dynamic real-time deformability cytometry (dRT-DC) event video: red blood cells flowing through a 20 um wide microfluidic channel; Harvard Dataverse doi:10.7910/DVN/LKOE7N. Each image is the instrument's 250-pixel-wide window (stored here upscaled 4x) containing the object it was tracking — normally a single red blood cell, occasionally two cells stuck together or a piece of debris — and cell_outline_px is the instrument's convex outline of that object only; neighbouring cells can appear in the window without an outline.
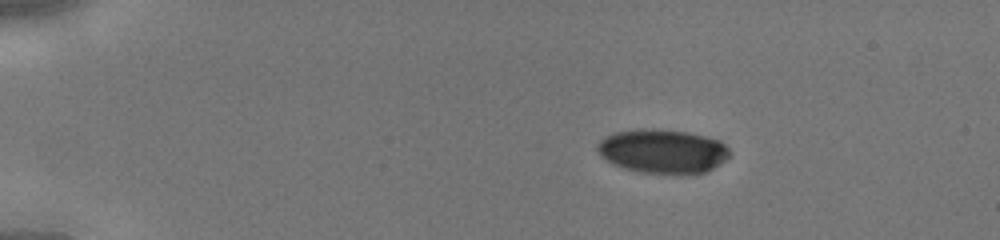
{"species": "human", "species_latin": "Homo sapiens", "temperature_condition": "cold", "stored_images_in_passage": 37, "camera_frame_rate_fps": 3000, "um_per_image_px": 0.085, "donor": {"sex": "male"}, "frame": {"image": 1, "passage_image": 1, "time_ms": 0.0, "image_size_px": [1000, 240], "cell_outline_px": [[732, 156], [720, 164], [704, 172], [640, 172], [624, 168], [600, 156], [596, 148], [596, 144], [604, 136], [616, 132], [640, 128], [652, 128], [688, 132], [708, 136], [720, 140], [732, 152]], "centroid_in_image_um": [56.34, 12.81], "position_along_channel_um": 28.7, "area_um2": 33.81}}
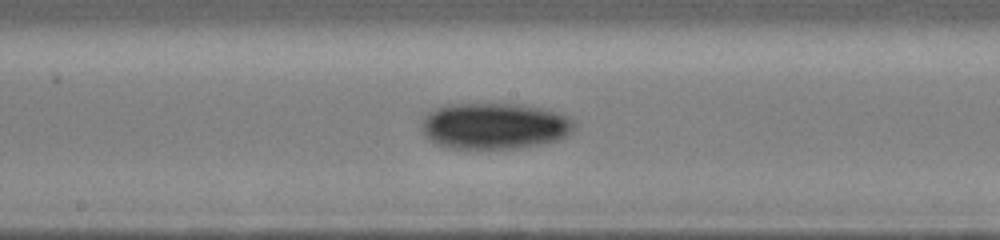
{"frame": {"image": 2, "passage_image": 18, "time_ms": 5.667, "image_size_px": [1000, 240], "cell_outline_px": [[576, 128], [568, 136], [560, 140], [520, 148], [448, 148], [436, 144], [424, 136], [420, 128], [420, 120], [428, 112], [436, 108], [448, 104], [520, 104], [548, 108], [568, 116], [576, 124]], "centroid_in_image_um": [42.04, 10.7], "position_along_channel_um": 206.2, "area_um2": 41.91}}
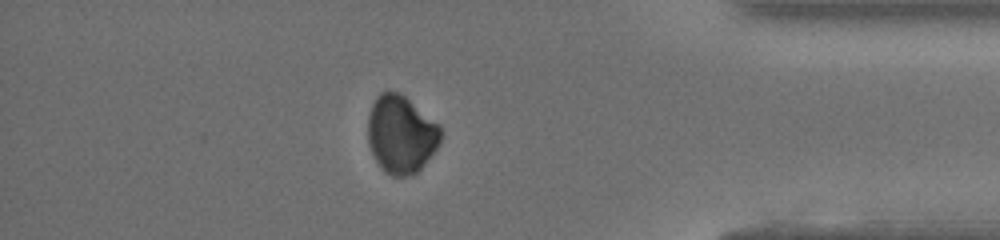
{"frame": {"image": 3, "passage_image": 32, "time_ms": 10.333, "image_size_px": [1000, 240], "cell_outline_px": [[440, 140], [436, 148], [420, 168], [416, 172], [404, 176], [392, 176], [384, 172], [376, 160], [368, 144], [368, 116], [372, 104], [376, 96], [380, 92], [388, 88], [404, 96], [440, 124]], "centroid_in_image_um": [34.06, 11.38], "position_along_channel_um": 401.1, "area_um2": 32.89}}